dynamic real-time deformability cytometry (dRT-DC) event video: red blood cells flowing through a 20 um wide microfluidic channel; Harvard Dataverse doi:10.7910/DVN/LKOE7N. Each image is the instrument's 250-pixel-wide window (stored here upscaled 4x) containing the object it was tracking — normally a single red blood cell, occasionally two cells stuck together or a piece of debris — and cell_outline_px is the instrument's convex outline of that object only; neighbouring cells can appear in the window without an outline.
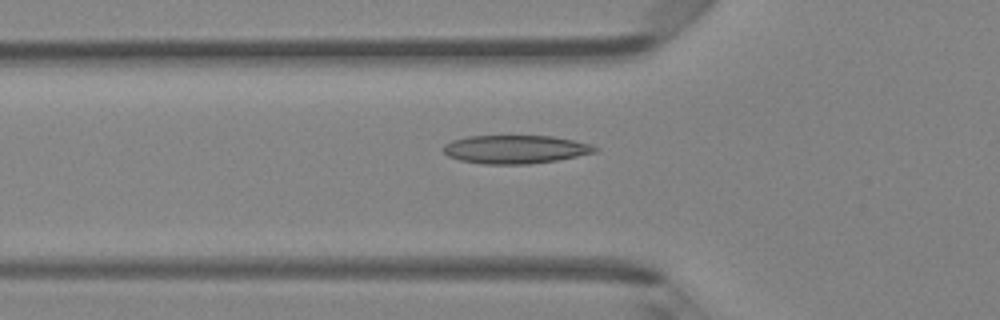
{"species": "Egyptian fruit bat (a non-hibernating species)", "species_latin": "Rousettus aegyptiacus", "temperature_condition": "room temperature", "stored_images_in_passage": 47, "camera_frame_rate_fps": 3000, "um_per_image_px": 0.085, "animal": {"sex": "female"}, "frame": {"image": 1, "passage_image": 16, "time_ms": 5.0, "image_size_px": [1000, 320], "cell_outline_px": [[600, 148], [596, 152], [556, 160], [528, 164], [480, 164], [460, 160], [448, 156], [440, 148], [444, 144], [452, 140], [468, 136], [552, 136], [592, 144]], "centroid_in_image_um": [43.77, 12.69], "position_along_channel_um": 82.0, "area_um2": 25.14}}
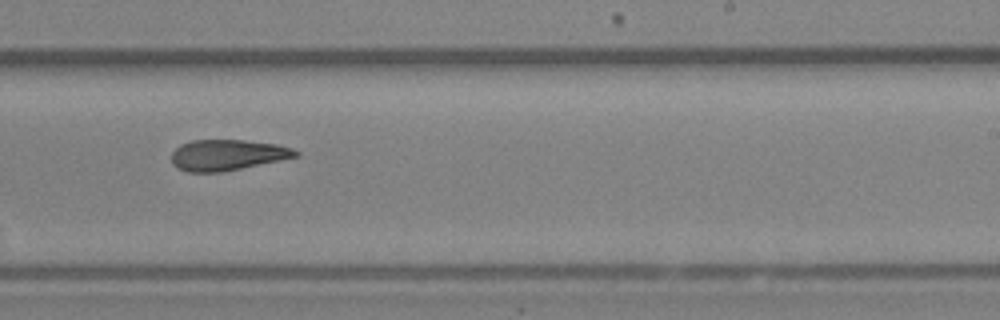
{"frame": {"image": 2, "passage_image": 29, "time_ms": 9.333, "image_size_px": [1000, 320], "cell_outline_px": [[300, 156], [220, 172], [188, 172], [176, 168], [172, 164], [172, 152], [180, 144], [192, 140], [244, 140], [276, 144], [292, 148], [300, 152]], "centroid_in_image_um": [19.31, 13.17], "position_along_channel_um": 269.7, "area_um2": 22.25}}
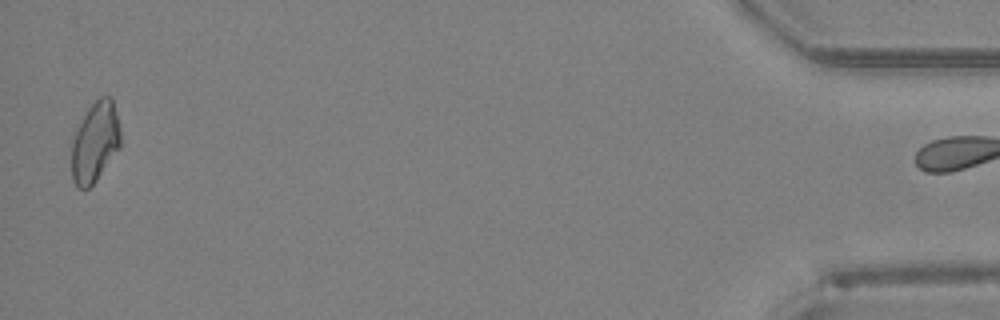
{"frame": {"image": 3, "passage_image": 46, "time_ms": 15.0, "image_size_px": [1000, 320], "cell_outline_px": [[120, 148], [96, 180], [88, 188], [76, 188], [72, 180], [72, 140], [88, 108], [100, 96], [112, 96], [120, 128]], "centroid_in_image_um": [8.09, 12.09], "position_along_channel_um": 427.1, "area_um2": 22.72}, "authors_computed_cell_mechanics": {"area_um2": 23.3512, "velocity_mm_per_s": 4.3484, "shape_relaxation_time_tau1_ms": null, "shape_relaxation_time_tau2_ms": 5.6246, "deformation_change_tau1": null, "deformation_change_tau2": 0.1325}}